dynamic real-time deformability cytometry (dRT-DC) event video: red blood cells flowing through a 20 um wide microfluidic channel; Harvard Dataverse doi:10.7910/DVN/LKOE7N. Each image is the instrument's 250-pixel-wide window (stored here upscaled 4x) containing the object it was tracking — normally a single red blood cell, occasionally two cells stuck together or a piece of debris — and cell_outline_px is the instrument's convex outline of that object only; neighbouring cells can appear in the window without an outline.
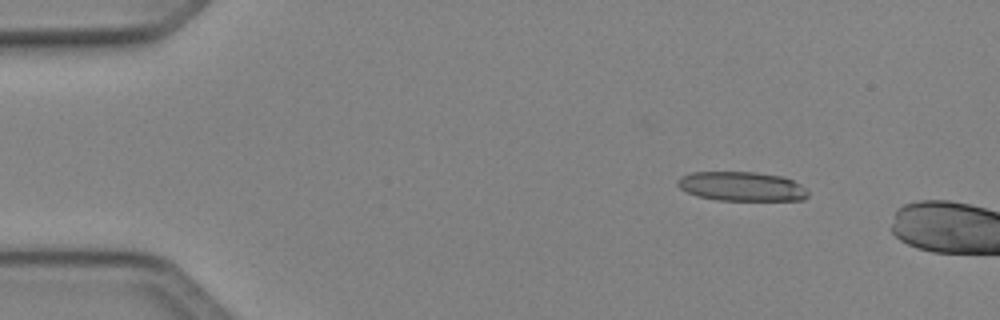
{"species": "Egyptian fruit bat (a non-hibernating species)", "species_latin": "Rousettus aegyptiacus", "temperature_condition": "cold", "stored_images_in_passage": 41, "camera_frame_rate_fps": 3000, "um_per_image_px": 0.085, "animal": {"sex": "female"}, "frame": {"image": 1, "passage_image": 1, "time_ms": 0.0, "image_size_px": [1000, 320], "cell_outline_px": [[808, 196], [804, 200], [716, 200], [696, 196], [680, 188], [676, 184], [676, 180], [680, 176], [692, 172], [756, 172], [784, 176], [800, 184], [808, 192]], "centroid_in_image_um": [63.02, 15.84], "position_along_channel_um": 22.0, "area_um2": 22.43}}
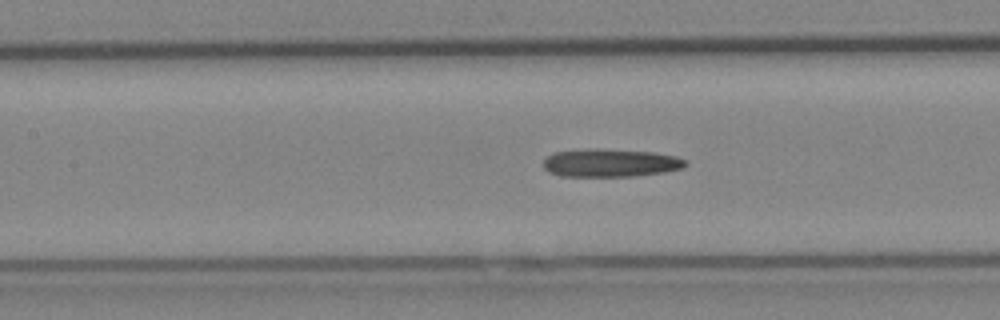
{"frame": {"image": 2, "passage_image": 17, "time_ms": 5.333, "image_size_px": [1000, 320], "cell_outline_px": [[688, 164], [684, 168], [664, 172], [632, 176], [560, 176], [548, 172], [544, 168], [544, 160], [552, 152], [588, 148], [600, 148], [656, 152], [676, 156], [688, 160]], "centroid_in_image_um": [51.91, 13.83], "position_along_channel_um": 155.5, "area_um2": 23.64}}
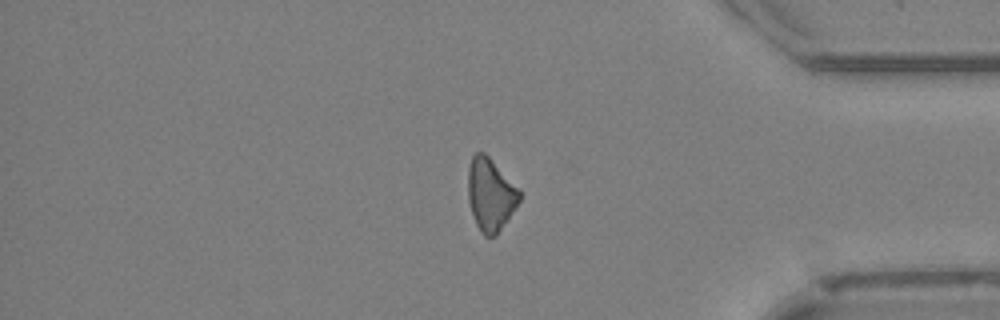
{"frame": {"image": 3, "passage_image": 36, "time_ms": 11.667, "image_size_px": [1000, 320], "cell_outline_px": [[520, 200], [496, 236], [484, 236], [480, 232], [476, 224], [468, 200], [468, 168], [472, 156], [476, 152], [484, 152], [520, 188]], "centroid_in_image_um": [41.69, 16.52], "position_along_channel_um": 393.5, "area_um2": 21.73}}